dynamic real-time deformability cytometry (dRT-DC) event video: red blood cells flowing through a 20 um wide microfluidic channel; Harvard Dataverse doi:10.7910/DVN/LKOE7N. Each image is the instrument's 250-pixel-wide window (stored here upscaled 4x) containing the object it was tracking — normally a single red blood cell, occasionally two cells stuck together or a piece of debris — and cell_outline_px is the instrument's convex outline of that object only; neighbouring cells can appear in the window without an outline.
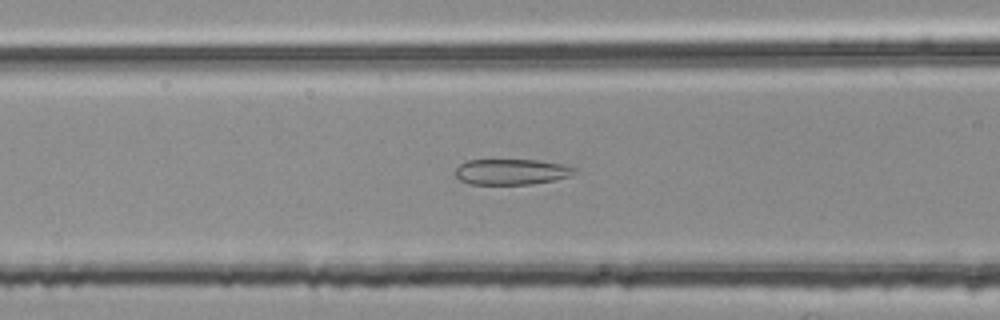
{"species": "common noctule bat (a hibernating species)", "species_latin": "Nyctalus noctula", "temperature_condition": "room temperature", "stored_images_in_passage": 53, "segment_of_instrument_passage": [2, 2], "camera_frame_rate_fps": 3000, "um_per_image_px": 0.085, "animal": {"sex": "female", "body_mass_g": 25.1}, "frame": {"image": 1, "passage_image": 21, "time_ms": 6.667, "image_size_px": [1000, 320], "cell_outline_px": [[576, 172], [568, 176], [552, 180], [532, 184], [472, 184], [460, 180], [452, 172], [460, 164], [468, 160], [536, 160], [564, 164], [576, 168]], "centroid_in_image_um": [43.44, 14.6], "position_along_channel_um": 123.2, "area_um2": 17.8}}
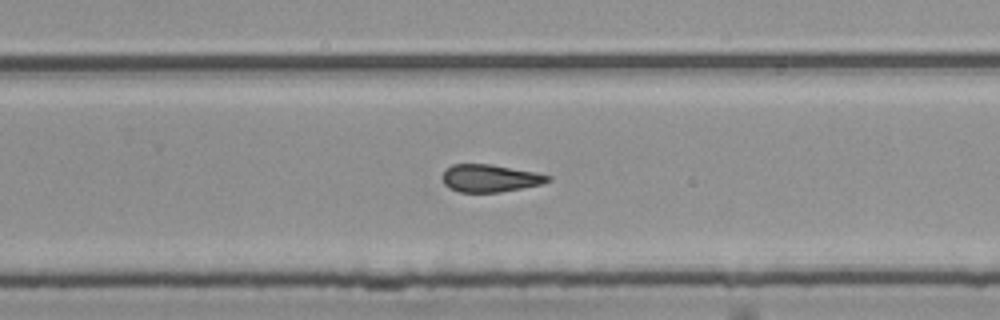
{"frame": {"image": 2, "passage_image": 34, "time_ms": 11.0, "image_size_px": [1000, 320], "cell_outline_px": [[552, 180], [540, 184], [500, 192], [460, 192], [448, 188], [444, 184], [444, 172], [452, 164], [492, 164], [536, 172], [552, 176]], "centroid_in_image_um": [41.67, 15.14], "position_along_channel_um": 288.1, "area_um2": 16.82}}
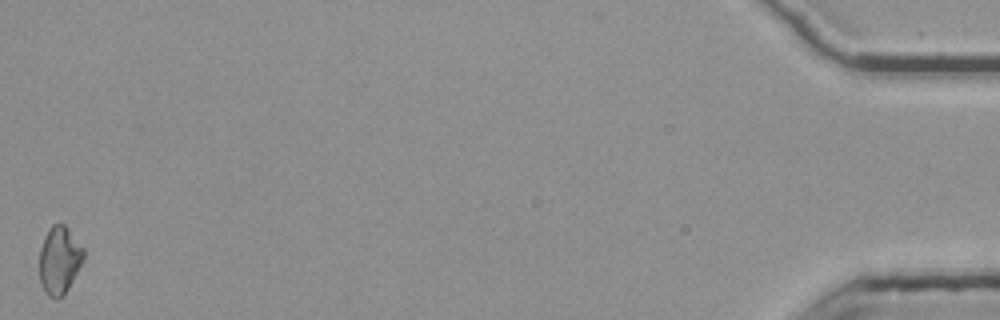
{"frame": {"image": 3, "passage_image": 53, "time_ms": 17.333, "image_size_px": [1000, 320], "cell_outline_px": [[84, 260], [64, 296], [56, 300], [48, 296], [44, 292], [40, 280], [40, 248], [44, 236], [48, 228], [52, 224], [64, 224], [84, 248]], "centroid_in_image_um": [5.05, 22.13], "position_along_channel_um": 430.2, "area_um2": 17.63}}